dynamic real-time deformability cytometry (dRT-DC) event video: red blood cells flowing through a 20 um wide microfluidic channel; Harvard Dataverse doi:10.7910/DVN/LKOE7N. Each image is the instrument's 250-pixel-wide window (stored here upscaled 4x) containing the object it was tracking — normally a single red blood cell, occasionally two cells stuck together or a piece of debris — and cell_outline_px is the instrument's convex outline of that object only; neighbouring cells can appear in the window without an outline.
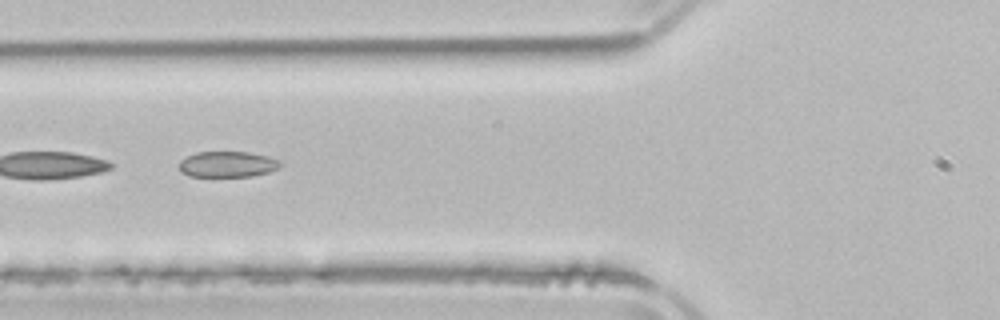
{"species": "common noctule bat (a hibernating species)", "species_latin": "Nyctalus noctula", "temperature_condition": "room temperature", "stored_images_in_passage": 3, "camera_frame_rate_fps": 3000, "um_per_image_px": 0.085, "animal": {"sex": "male", "body_mass_g": 21.5, "forearm_length_mm": 52.0}, "frame": {"image": 1, "passage_image": 2, "time_ms": 1.333, "image_size_px": [1000, 320], "cell_outline_px": [[280, 168], [268, 172], [252, 176], [188, 176], [180, 172], [176, 164], [180, 160], [196, 152], [248, 152], [268, 156], [276, 160], [280, 164]], "centroid_in_image_um": [19.26, 13.96], "position_along_channel_um": 106.5, "area_um2": 15.26}}
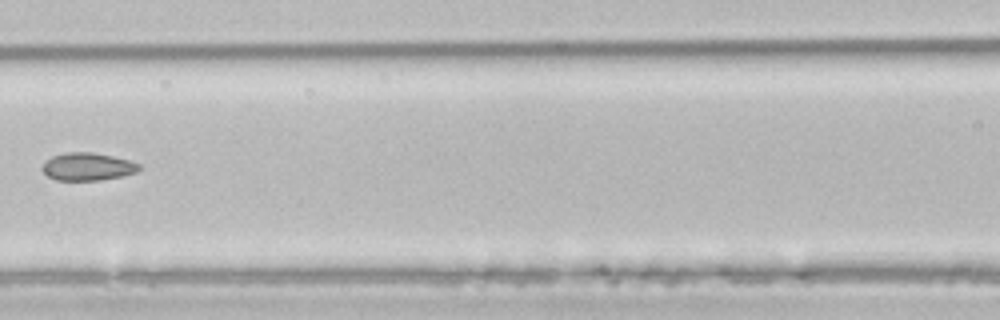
{"frame": {"image": 2, "passage_image": 3, "time_ms": 2.667, "image_size_px": [1000, 320], "cell_outline_px": [[140, 168], [136, 172], [120, 176], [100, 180], [56, 180], [48, 176], [40, 168], [52, 156], [68, 152], [92, 152], [112, 156], [128, 160], [140, 164]], "centroid_in_image_um": [7.43, 14.16], "position_along_channel_um": 159.2, "area_um2": 15.43}}